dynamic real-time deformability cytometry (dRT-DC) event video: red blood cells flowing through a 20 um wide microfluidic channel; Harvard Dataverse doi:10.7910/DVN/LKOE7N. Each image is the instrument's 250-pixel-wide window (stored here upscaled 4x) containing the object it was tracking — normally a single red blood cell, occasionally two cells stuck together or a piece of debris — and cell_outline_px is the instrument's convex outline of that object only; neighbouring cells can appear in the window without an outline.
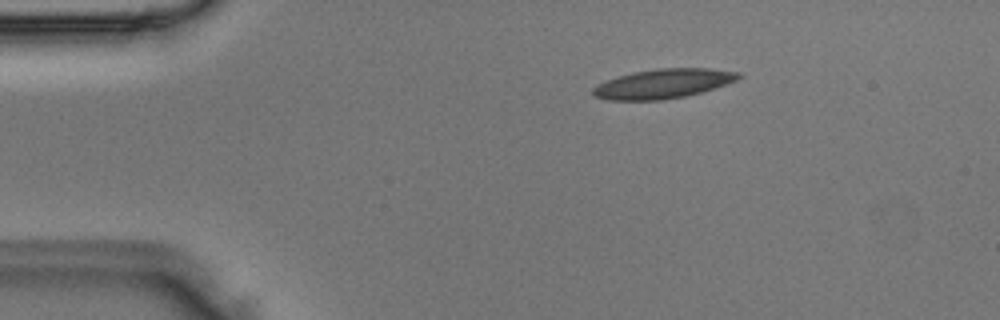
{"species": "Egyptian fruit bat (a non-hibernating species)", "species_latin": "Rousettus aegyptiacus", "temperature_condition": "room temperature", "stored_images_in_passage": 5, "camera_frame_rate_fps": 3000, "um_per_image_px": 0.085, "animal": {"sex": "male"}, "frame": {"image": 1, "passage_image": 2, "time_ms": 0.333, "image_size_px": [1000, 320], "cell_outline_px": [[744, 76], [728, 84], [704, 92], [684, 96], [660, 100], [612, 100], [592, 96], [592, 88], [608, 80], [620, 76], [636, 72], [656, 68], [708, 68], [740, 72]], "centroid_in_image_um": [56.44, 7.11], "position_along_channel_um": 28.6, "area_um2": 24.91}}
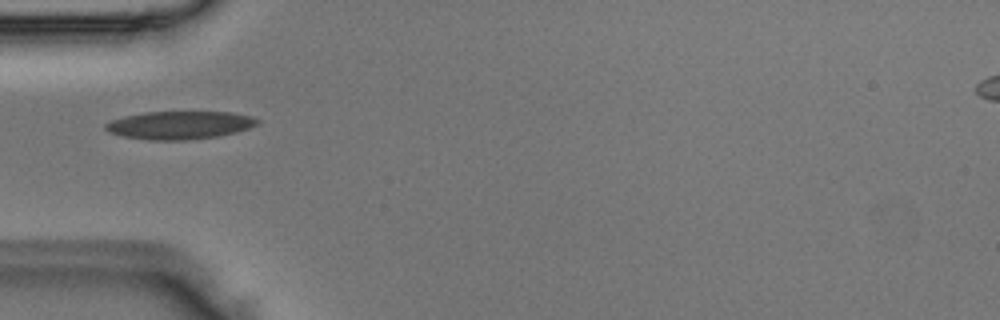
{"frame": {"image": 2, "passage_image": 4, "time_ms": 1.0, "image_size_px": [1000, 320], "cell_outline_px": [[260, 124], [236, 132], [220, 136], [188, 140], [148, 140], [120, 136], [108, 132], [104, 128], [104, 124], [112, 120], [124, 116], [144, 112], [232, 112], [252, 116], [260, 120]], "centroid_in_image_um": [15.27, 10.64], "position_along_channel_um": 69.7, "area_um2": 25.09}}
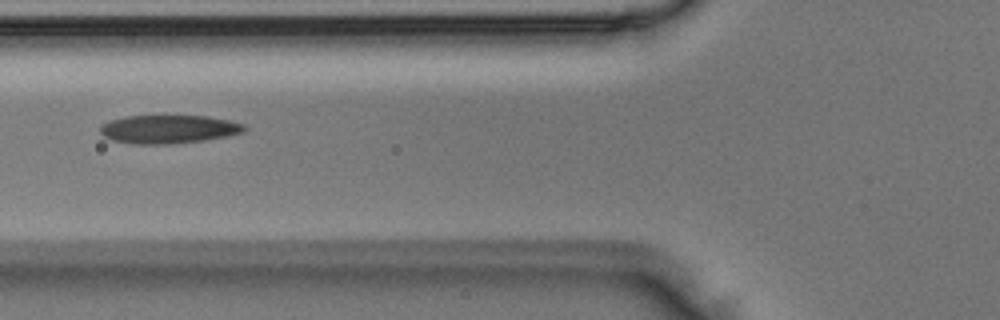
{"frame": {"image": 3, "passage_image": 5, "time_ms": 1.333, "image_size_px": [1000, 320], "cell_outline_px": [[248, 128], [244, 132], [228, 136], [204, 140], [172, 144], [132, 144], [112, 140], [104, 136], [100, 132], [100, 124], [108, 120], [128, 116], [208, 116], [228, 120], [244, 124]], "centroid_in_image_um": [14.32, 10.98], "position_along_channel_um": 111.5, "area_um2": 24.04}}